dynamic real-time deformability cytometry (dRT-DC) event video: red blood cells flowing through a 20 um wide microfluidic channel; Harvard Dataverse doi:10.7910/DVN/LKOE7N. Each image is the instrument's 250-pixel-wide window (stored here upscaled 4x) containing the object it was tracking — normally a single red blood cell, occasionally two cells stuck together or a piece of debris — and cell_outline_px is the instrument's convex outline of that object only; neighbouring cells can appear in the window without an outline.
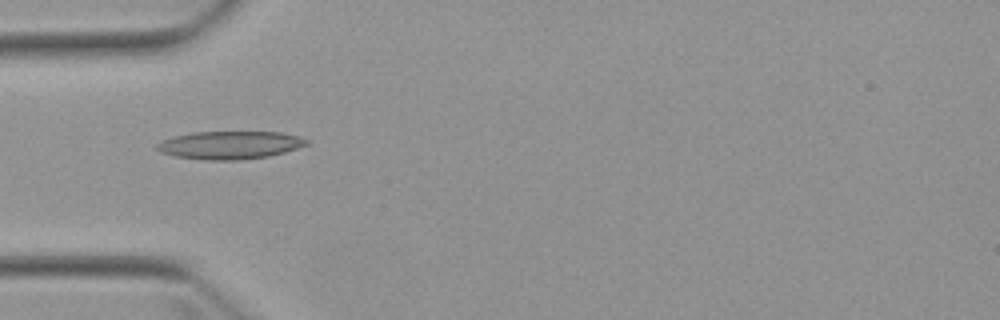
{"species": "Egyptian fruit bat (a non-hibernating species)", "species_latin": "Rousettus aegyptiacus", "temperature_condition": "warm", "stored_images_in_passage": 6, "camera_frame_rate_fps": 3000, "um_per_image_px": 0.085, "animal": {"sex": "female"}, "frame": {"image": 1, "passage_image": 5, "time_ms": 7.667, "image_size_px": [1000, 320], "cell_outline_px": [[308, 144], [284, 152], [268, 156], [240, 160], [204, 160], [176, 156], [160, 152], [156, 148], [156, 144], [164, 140], [176, 136], [192, 132], [280, 132], [300, 136], [308, 140]], "centroid_in_image_um": [19.55, 12.33], "position_along_channel_um": 65.5, "area_um2": 24.22}}
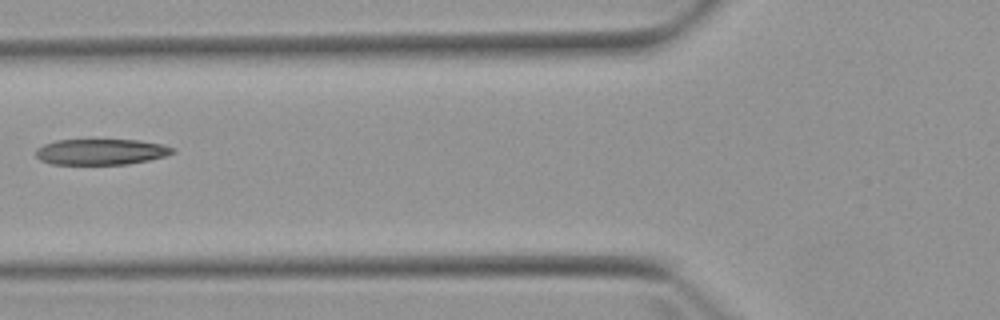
{"frame": {"image": 2, "passage_image": 6, "time_ms": 9.0, "image_size_px": [1000, 320], "cell_outline_px": [[176, 152], [164, 156], [148, 160], [128, 164], [52, 164], [40, 160], [36, 156], [36, 148], [44, 144], [56, 140], [140, 140], [164, 144], [176, 148]], "centroid_in_image_um": [8.61, 12.9], "position_along_channel_um": 117.2, "area_um2": 20.69}}